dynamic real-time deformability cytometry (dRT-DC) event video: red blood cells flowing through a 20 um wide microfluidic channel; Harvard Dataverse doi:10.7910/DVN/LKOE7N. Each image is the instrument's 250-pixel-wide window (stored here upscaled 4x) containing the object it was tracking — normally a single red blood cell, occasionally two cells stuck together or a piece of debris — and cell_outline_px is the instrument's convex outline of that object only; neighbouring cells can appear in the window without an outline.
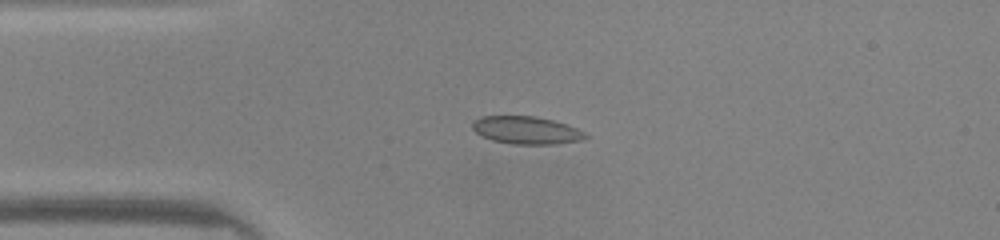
{"species": "common noctule bat (a hibernating species)", "species_latin": "Nyctalus noctula", "temperature_condition": "warm", "stored_images_in_passage": 38, "camera_frame_rate_fps": 3000, "um_per_image_px": 0.085, "animal": {"sex": "male", "body_mass_g": 20.0, "forearm_length_mm": 53.3}, "frame": {"image": 1, "passage_image": 1, "time_ms": 0.0, "image_size_px": [1000, 240], "cell_outline_px": [[592, 136], [584, 140], [552, 144], [512, 144], [492, 140], [480, 136], [472, 128], [472, 120], [480, 116], [536, 116], [568, 124]], "centroid_in_image_um": [44.75, 11.07], "position_along_channel_um": 40.3, "area_um2": 18.5}}
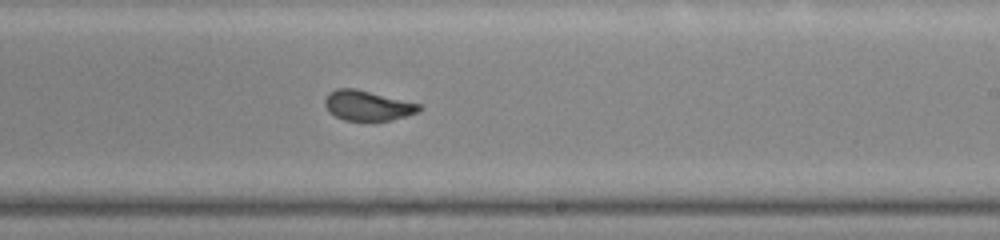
{"frame": {"image": 2, "passage_image": 18, "time_ms": 5.667, "image_size_px": [1000, 240], "cell_outline_px": [[424, 108], [420, 112], [392, 120], [344, 120], [328, 112], [324, 104], [324, 100], [328, 92], [336, 88], [356, 88], [420, 104]], "centroid_in_image_um": [31.24, 8.96], "position_along_channel_um": 257.8, "area_um2": 16.65}}
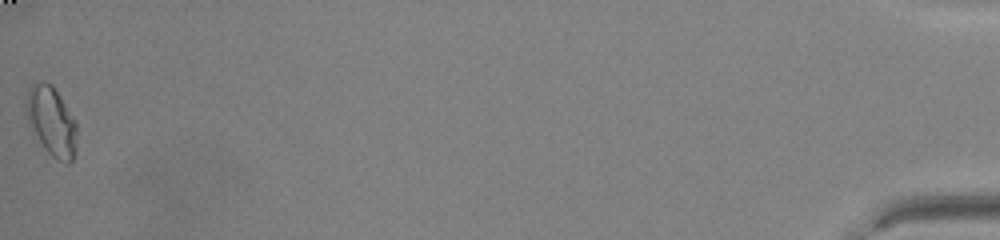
{"frame": {"image": 3, "passage_image": 38, "time_ms": 12.333, "image_size_px": [1000, 240], "cell_outline_px": [[76, 152], [72, 160], [68, 164], [52, 156], [44, 148], [32, 128], [24, 112], [24, 104], [28, 88], [36, 80], [44, 80], [52, 84], [76, 120]], "centroid_in_image_um": [4.36, 10.25], "position_along_channel_um": 430.8, "area_um2": 20.69}, "authors_computed_cell_mechanics": {"area_um2": 17.3111, "velocity_mm_per_s": 4.1843, "shape_relaxation_time_tau1_ms": 9.6857, "shape_relaxation_time_tau2_ms": null, "deformation_change_tau1": 0.194, "deformation_change_tau2": null}}